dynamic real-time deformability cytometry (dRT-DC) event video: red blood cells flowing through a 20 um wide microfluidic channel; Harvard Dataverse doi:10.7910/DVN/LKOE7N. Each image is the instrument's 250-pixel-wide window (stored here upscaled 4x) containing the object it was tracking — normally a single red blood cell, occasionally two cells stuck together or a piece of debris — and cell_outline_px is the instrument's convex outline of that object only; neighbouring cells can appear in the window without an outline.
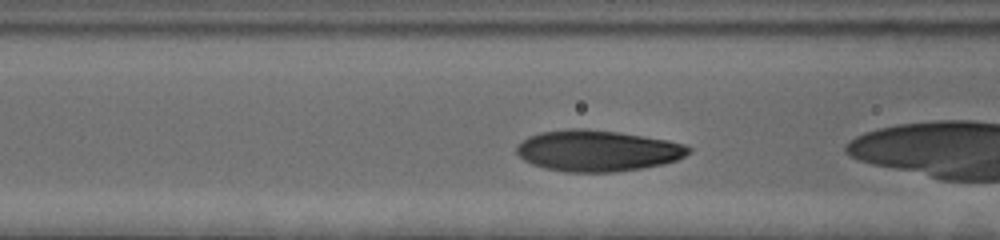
{"species": "human", "species_latin": "Homo sapiens", "temperature_condition": "cold", "stored_images_in_passage": 25, "camera_frame_rate_fps": 3000, "um_per_image_px": 0.085, "donor": {"sex": "female"}, "frame": {"image": 1, "passage_image": 3, "time_ms": 0.667, "image_size_px": [1000, 240], "cell_outline_px": [[692, 152], [676, 160], [660, 164], [640, 168], [616, 172], [564, 172], [544, 168], [532, 164], [524, 160], [516, 152], [516, 144], [528, 136], [540, 132], [568, 128], [588, 128], [620, 132], [668, 140], [684, 144], [692, 148]], "centroid_in_image_um": [50.75, 12.8], "position_along_channel_um": 115.8, "area_um2": 41.56}}
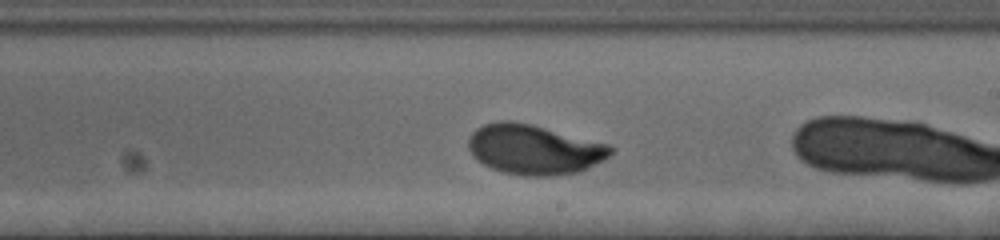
{"frame": {"image": 2, "passage_image": 14, "time_ms": 4.333, "image_size_px": [1000, 240], "cell_outline_px": [[616, 148], [604, 160], [580, 172], [552, 176], [524, 176], [504, 172], [492, 168], [476, 160], [472, 156], [468, 148], [468, 140], [472, 132], [476, 128], [484, 124], [500, 120], [508, 120], [532, 124], [608, 144]], "centroid_in_image_um": [45.39, 12.71], "position_along_channel_um": 243.6, "area_um2": 41.56}}
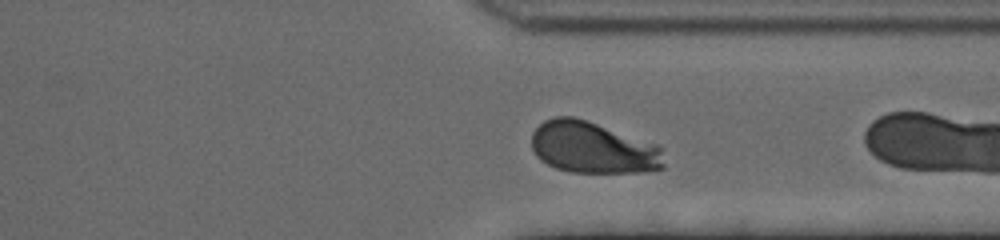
{"frame": {"image": 3, "passage_image": 24, "time_ms": 7.667, "image_size_px": [1000, 240], "cell_outline_px": [[664, 168], [648, 172], [568, 172], [556, 168], [540, 160], [536, 156], [532, 148], [532, 132], [544, 120], [556, 116], [572, 116], [656, 144], [664, 148]], "centroid_in_image_um": [50.4, 12.57], "position_along_channel_um": 361.0, "area_um2": 39.82}}